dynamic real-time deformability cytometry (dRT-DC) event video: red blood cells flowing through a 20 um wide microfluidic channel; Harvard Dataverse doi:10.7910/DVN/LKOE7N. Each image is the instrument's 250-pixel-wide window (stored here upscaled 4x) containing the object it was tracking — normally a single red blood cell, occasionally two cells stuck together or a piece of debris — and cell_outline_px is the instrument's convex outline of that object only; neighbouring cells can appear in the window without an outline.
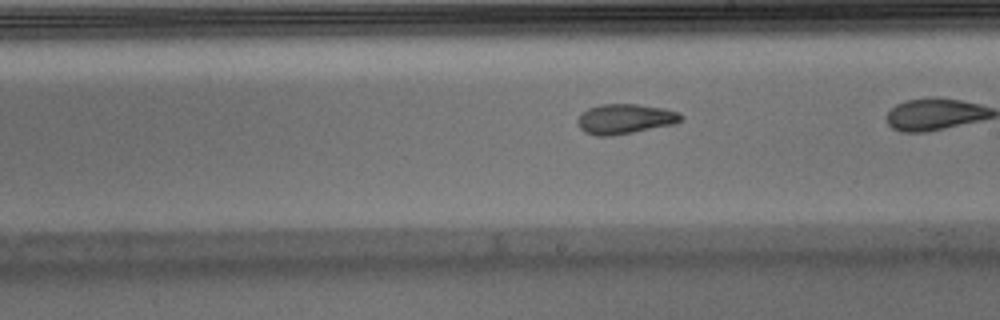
{"species": "Egyptian fruit bat (a non-hibernating species)", "species_latin": "Rousettus aegyptiacus", "temperature_condition": "warm", "stored_images_in_passage": 35, "segment_of_instrument_passage": [2, 2], "camera_frame_rate_fps": 3000, "um_per_image_px": 0.085, "animal": {"sex": "male"}, "frame": {"image": 1, "passage_image": 25, "time_ms": 8.0, "image_size_px": [1000, 320], "cell_outline_px": [[684, 116], [680, 120], [672, 124], [612, 136], [596, 136], [584, 132], [580, 128], [576, 120], [588, 108], [600, 104], [636, 104], [664, 108], [680, 112]], "centroid_in_image_um": [53.11, 10.1], "position_along_channel_um": 235.9, "area_um2": 17.92}}